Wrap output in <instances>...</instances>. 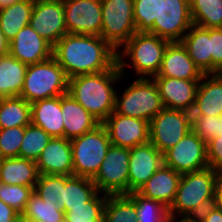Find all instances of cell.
<instances>
[{"label":"cell","instance_id":"6da1fadb","mask_svg":"<svg viewBox=\"0 0 222 222\" xmlns=\"http://www.w3.org/2000/svg\"><path fill=\"white\" fill-rule=\"evenodd\" d=\"M53 57L68 78L107 71L117 64V51L95 35L67 33L53 46Z\"/></svg>","mask_w":222,"mask_h":222},{"label":"cell","instance_id":"7a4b0ae2","mask_svg":"<svg viewBox=\"0 0 222 222\" xmlns=\"http://www.w3.org/2000/svg\"><path fill=\"white\" fill-rule=\"evenodd\" d=\"M122 78L118 64L112 69L69 78L68 94L103 123L115 110L116 91L112 84Z\"/></svg>","mask_w":222,"mask_h":222},{"label":"cell","instance_id":"3957f363","mask_svg":"<svg viewBox=\"0 0 222 222\" xmlns=\"http://www.w3.org/2000/svg\"><path fill=\"white\" fill-rule=\"evenodd\" d=\"M170 42L151 33L132 35L123 45V52L117 51V64L122 75L126 65L131 66L139 78L154 77L160 71L164 51ZM122 54V55H121ZM124 55V56H123ZM124 57H130L132 64L124 62Z\"/></svg>","mask_w":222,"mask_h":222},{"label":"cell","instance_id":"277c9868","mask_svg":"<svg viewBox=\"0 0 222 222\" xmlns=\"http://www.w3.org/2000/svg\"><path fill=\"white\" fill-rule=\"evenodd\" d=\"M68 81L65 71L52 56L48 60L27 66L20 97L32 104L38 100L64 95L68 92Z\"/></svg>","mask_w":222,"mask_h":222},{"label":"cell","instance_id":"5b68a950","mask_svg":"<svg viewBox=\"0 0 222 222\" xmlns=\"http://www.w3.org/2000/svg\"><path fill=\"white\" fill-rule=\"evenodd\" d=\"M72 146L73 176L93 179L111 146L102 123L93 130L70 140Z\"/></svg>","mask_w":222,"mask_h":222},{"label":"cell","instance_id":"8992f818","mask_svg":"<svg viewBox=\"0 0 222 222\" xmlns=\"http://www.w3.org/2000/svg\"><path fill=\"white\" fill-rule=\"evenodd\" d=\"M136 79L125 88L121 98L116 94L114 111L123 116L150 122L164 108L158 86L153 78Z\"/></svg>","mask_w":222,"mask_h":222},{"label":"cell","instance_id":"52a82bcc","mask_svg":"<svg viewBox=\"0 0 222 222\" xmlns=\"http://www.w3.org/2000/svg\"><path fill=\"white\" fill-rule=\"evenodd\" d=\"M219 173L210 167L181 175L175 199L169 208L170 218L186 217L199 203L212 197Z\"/></svg>","mask_w":222,"mask_h":222},{"label":"cell","instance_id":"ba28073f","mask_svg":"<svg viewBox=\"0 0 222 222\" xmlns=\"http://www.w3.org/2000/svg\"><path fill=\"white\" fill-rule=\"evenodd\" d=\"M101 7L100 36L118 51L137 32L133 0H101Z\"/></svg>","mask_w":222,"mask_h":222},{"label":"cell","instance_id":"9c48e42d","mask_svg":"<svg viewBox=\"0 0 222 222\" xmlns=\"http://www.w3.org/2000/svg\"><path fill=\"white\" fill-rule=\"evenodd\" d=\"M191 128V113L163 108L149 122V141L161 153L175 146Z\"/></svg>","mask_w":222,"mask_h":222},{"label":"cell","instance_id":"30bf717a","mask_svg":"<svg viewBox=\"0 0 222 222\" xmlns=\"http://www.w3.org/2000/svg\"><path fill=\"white\" fill-rule=\"evenodd\" d=\"M130 149L111 145L103 163L92 179L99 192L108 195L128 194Z\"/></svg>","mask_w":222,"mask_h":222},{"label":"cell","instance_id":"8fae6325","mask_svg":"<svg viewBox=\"0 0 222 222\" xmlns=\"http://www.w3.org/2000/svg\"><path fill=\"white\" fill-rule=\"evenodd\" d=\"M163 160L164 165L180 174L196 172L209 167L206 143L193 131L164 152Z\"/></svg>","mask_w":222,"mask_h":222},{"label":"cell","instance_id":"7c38bea8","mask_svg":"<svg viewBox=\"0 0 222 222\" xmlns=\"http://www.w3.org/2000/svg\"><path fill=\"white\" fill-rule=\"evenodd\" d=\"M193 25L190 0H161L160 18L151 34L172 42H181Z\"/></svg>","mask_w":222,"mask_h":222},{"label":"cell","instance_id":"4fadbf2b","mask_svg":"<svg viewBox=\"0 0 222 222\" xmlns=\"http://www.w3.org/2000/svg\"><path fill=\"white\" fill-rule=\"evenodd\" d=\"M67 33L100 36L101 0H62Z\"/></svg>","mask_w":222,"mask_h":222},{"label":"cell","instance_id":"5bb4252c","mask_svg":"<svg viewBox=\"0 0 222 222\" xmlns=\"http://www.w3.org/2000/svg\"><path fill=\"white\" fill-rule=\"evenodd\" d=\"M29 25L42 38L54 46L64 35L67 34L63 1H34V8Z\"/></svg>","mask_w":222,"mask_h":222},{"label":"cell","instance_id":"9a60e30c","mask_svg":"<svg viewBox=\"0 0 222 222\" xmlns=\"http://www.w3.org/2000/svg\"><path fill=\"white\" fill-rule=\"evenodd\" d=\"M102 124L111 145L131 149L149 142V122L146 120L123 116L113 111Z\"/></svg>","mask_w":222,"mask_h":222},{"label":"cell","instance_id":"2e32d148","mask_svg":"<svg viewBox=\"0 0 222 222\" xmlns=\"http://www.w3.org/2000/svg\"><path fill=\"white\" fill-rule=\"evenodd\" d=\"M163 164V153L158 151L150 141L131 148L128 193L138 191Z\"/></svg>","mask_w":222,"mask_h":222},{"label":"cell","instance_id":"e0dca14e","mask_svg":"<svg viewBox=\"0 0 222 222\" xmlns=\"http://www.w3.org/2000/svg\"><path fill=\"white\" fill-rule=\"evenodd\" d=\"M9 54L27 65L36 64L53 56V46L28 25L9 43Z\"/></svg>","mask_w":222,"mask_h":222},{"label":"cell","instance_id":"ac0fdd59","mask_svg":"<svg viewBox=\"0 0 222 222\" xmlns=\"http://www.w3.org/2000/svg\"><path fill=\"white\" fill-rule=\"evenodd\" d=\"M158 86L164 108L191 113L196 91L201 80H186L170 77H153Z\"/></svg>","mask_w":222,"mask_h":222},{"label":"cell","instance_id":"d6986e66","mask_svg":"<svg viewBox=\"0 0 222 222\" xmlns=\"http://www.w3.org/2000/svg\"><path fill=\"white\" fill-rule=\"evenodd\" d=\"M36 164L40 175L73 176L70 140L64 137H52Z\"/></svg>","mask_w":222,"mask_h":222},{"label":"cell","instance_id":"ffe728a7","mask_svg":"<svg viewBox=\"0 0 222 222\" xmlns=\"http://www.w3.org/2000/svg\"><path fill=\"white\" fill-rule=\"evenodd\" d=\"M203 75L182 43L172 42L166 47L160 71L154 77L201 80Z\"/></svg>","mask_w":222,"mask_h":222},{"label":"cell","instance_id":"44dd1931","mask_svg":"<svg viewBox=\"0 0 222 222\" xmlns=\"http://www.w3.org/2000/svg\"><path fill=\"white\" fill-rule=\"evenodd\" d=\"M181 175L163 164L137 192L170 208L175 199Z\"/></svg>","mask_w":222,"mask_h":222},{"label":"cell","instance_id":"7402d4cb","mask_svg":"<svg viewBox=\"0 0 222 222\" xmlns=\"http://www.w3.org/2000/svg\"><path fill=\"white\" fill-rule=\"evenodd\" d=\"M64 138L72 140L93 130L100 122L68 93L61 95Z\"/></svg>","mask_w":222,"mask_h":222},{"label":"cell","instance_id":"603a6c76","mask_svg":"<svg viewBox=\"0 0 222 222\" xmlns=\"http://www.w3.org/2000/svg\"><path fill=\"white\" fill-rule=\"evenodd\" d=\"M191 115H222V76L219 73L203 75L196 91Z\"/></svg>","mask_w":222,"mask_h":222},{"label":"cell","instance_id":"cb8c5ba5","mask_svg":"<svg viewBox=\"0 0 222 222\" xmlns=\"http://www.w3.org/2000/svg\"><path fill=\"white\" fill-rule=\"evenodd\" d=\"M31 123L42 128L51 137H64L61 95L33 102Z\"/></svg>","mask_w":222,"mask_h":222},{"label":"cell","instance_id":"d4e9b609","mask_svg":"<svg viewBox=\"0 0 222 222\" xmlns=\"http://www.w3.org/2000/svg\"><path fill=\"white\" fill-rule=\"evenodd\" d=\"M182 45L190 58L203 74L212 73V56L210 53V29L192 25L183 36Z\"/></svg>","mask_w":222,"mask_h":222},{"label":"cell","instance_id":"484cf974","mask_svg":"<svg viewBox=\"0 0 222 222\" xmlns=\"http://www.w3.org/2000/svg\"><path fill=\"white\" fill-rule=\"evenodd\" d=\"M39 175L36 162L25 158H3L0 164V182L8 185L35 188Z\"/></svg>","mask_w":222,"mask_h":222},{"label":"cell","instance_id":"4316f807","mask_svg":"<svg viewBox=\"0 0 222 222\" xmlns=\"http://www.w3.org/2000/svg\"><path fill=\"white\" fill-rule=\"evenodd\" d=\"M33 8L34 1L32 0H21L0 7V29L9 42L22 28L29 25Z\"/></svg>","mask_w":222,"mask_h":222},{"label":"cell","instance_id":"83f0119b","mask_svg":"<svg viewBox=\"0 0 222 222\" xmlns=\"http://www.w3.org/2000/svg\"><path fill=\"white\" fill-rule=\"evenodd\" d=\"M27 66L10 54L0 58V98L20 96Z\"/></svg>","mask_w":222,"mask_h":222},{"label":"cell","instance_id":"f1b7e54d","mask_svg":"<svg viewBox=\"0 0 222 222\" xmlns=\"http://www.w3.org/2000/svg\"><path fill=\"white\" fill-rule=\"evenodd\" d=\"M98 192L92 179L65 176V187H62L63 211L68 207L84 206V203L90 201Z\"/></svg>","mask_w":222,"mask_h":222},{"label":"cell","instance_id":"f546056e","mask_svg":"<svg viewBox=\"0 0 222 222\" xmlns=\"http://www.w3.org/2000/svg\"><path fill=\"white\" fill-rule=\"evenodd\" d=\"M31 123V104L20 96L0 98V129Z\"/></svg>","mask_w":222,"mask_h":222},{"label":"cell","instance_id":"4dcf8cb0","mask_svg":"<svg viewBox=\"0 0 222 222\" xmlns=\"http://www.w3.org/2000/svg\"><path fill=\"white\" fill-rule=\"evenodd\" d=\"M193 24L203 28H222V0H190Z\"/></svg>","mask_w":222,"mask_h":222},{"label":"cell","instance_id":"1f68e13d","mask_svg":"<svg viewBox=\"0 0 222 222\" xmlns=\"http://www.w3.org/2000/svg\"><path fill=\"white\" fill-rule=\"evenodd\" d=\"M135 202L127 194L107 195L103 222H137Z\"/></svg>","mask_w":222,"mask_h":222},{"label":"cell","instance_id":"d6a6232c","mask_svg":"<svg viewBox=\"0 0 222 222\" xmlns=\"http://www.w3.org/2000/svg\"><path fill=\"white\" fill-rule=\"evenodd\" d=\"M127 195L135 202L137 222H170L169 208L161 202L144 197L137 191Z\"/></svg>","mask_w":222,"mask_h":222},{"label":"cell","instance_id":"836d02e7","mask_svg":"<svg viewBox=\"0 0 222 222\" xmlns=\"http://www.w3.org/2000/svg\"><path fill=\"white\" fill-rule=\"evenodd\" d=\"M23 214L40 222H65L64 211L55 202L43 201L35 190L30 195Z\"/></svg>","mask_w":222,"mask_h":222},{"label":"cell","instance_id":"e575fe53","mask_svg":"<svg viewBox=\"0 0 222 222\" xmlns=\"http://www.w3.org/2000/svg\"><path fill=\"white\" fill-rule=\"evenodd\" d=\"M99 192L84 206L68 207L65 213V222H103L104 206L108 194L98 196Z\"/></svg>","mask_w":222,"mask_h":222},{"label":"cell","instance_id":"d590c367","mask_svg":"<svg viewBox=\"0 0 222 222\" xmlns=\"http://www.w3.org/2000/svg\"><path fill=\"white\" fill-rule=\"evenodd\" d=\"M52 137L42 128L32 123L25 126L20 158L36 162Z\"/></svg>","mask_w":222,"mask_h":222},{"label":"cell","instance_id":"8d00e7d4","mask_svg":"<svg viewBox=\"0 0 222 222\" xmlns=\"http://www.w3.org/2000/svg\"><path fill=\"white\" fill-rule=\"evenodd\" d=\"M161 0H133V13L138 33H151L160 18Z\"/></svg>","mask_w":222,"mask_h":222},{"label":"cell","instance_id":"74e56055","mask_svg":"<svg viewBox=\"0 0 222 222\" xmlns=\"http://www.w3.org/2000/svg\"><path fill=\"white\" fill-rule=\"evenodd\" d=\"M62 187H65V175H39L34 190L43 201L55 202L63 210Z\"/></svg>","mask_w":222,"mask_h":222},{"label":"cell","instance_id":"f35d334b","mask_svg":"<svg viewBox=\"0 0 222 222\" xmlns=\"http://www.w3.org/2000/svg\"><path fill=\"white\" fill-rule=\"evenodd\" d=\"M34 187L22 185H8L0 182V200L16 210L19 214L26 209Z\"/></svg>","mask_w":222,"mask_h":222},{"label":"cell","instance_id":"ab89813d","mask_svg":"<svg viewBox=\"0 0 222 222\" xmlns=\"http://www.w3.org/2000/svg\"><path fill=\"white\" fill-rule=\"evenodd\" d=\"M25 127L0 129V154L3 158L20 157Z\"/></svg>","mask_w":222,"mask_h":222},{"label":"cell","instance_id":"60d3db41","mask_svg":"<svg viewBox=\"0 0 222 222\" xmlns=\"http://www.w3.org/2000/svg\"><path fill=\"white\" fill-rule=\"evenodd\" d=\"M191 128L207 144L219 136V116L191 115Z\"/></svg>","mask_w":222,"mask_h":222},{"label":"cell","instance_id":"b9f144b4","mask_svg":"<svg viewBox=\"0 0 222 222\" xmlns=\"http://www.w3.org/2000/svg\"><path fill=\"white\" fill-rule=\"evenodd\" d=\"M210 53L212 73H219L222 70V28L210 29Z\"/></svg>","mask_w":222,"mask_h":222},{"label":"cell","instance_id":"7bdbcfd3","mask_svg":"<svg viewBox=\"0 0 222 222\" xmlns=\"http://www.w3.org/2000/svg\"><path fill=\"white\" fill-rule=\"evenodd\" d=\"M206 147L209 167L222 174V136L210 140Z\"/></svg>","mask_w":222,"mask_h":222},{"label":"cell","instance_id":"ee69618b","mask_svg":"<svg viewBox=\"0 0 222 222\" xmlns=\"http://www.w3.org/2000/svg\"><path fill=\"white\" fill-rule=\"evenodd\" d=\"M216 208V198L215 195H213L199 203L185 218L190 222H203Z\"/></svg>","mask_w":222,"mask_h":222},{"label":"cell","instance_id":"f6af8a7d","mask_svg":"<svg viewBox=\"0 0 222 222\" xmlns=\"http://www.w3.org/2000/svg\"><path fill=\"white\" fill-rule=\"evenodd\" d=\"M18 212L0 200V222H16Z\"/></svg>","mask_w":222,"mask_h":222},{"label":"cell","instance_id":"bcb514c9","mask_svg":"<svg viewBox=\"0 0 222 222\" xmlns=\"http://www.w3.org/2000/svg\"><path fill=\"white\" fill-rule=\"evenodd\" d=\"M214 195L216 198L217 209L222 211V174H219L217 178Z\"/></svg>","mask_w":222,"mask_h":222},{"label":"cell","instance_id":"7dc6e473","mask_svg":"<svg viewBox=\"0 0 222 222\" xmlns=\"http://www.w3.org/2000/svg\"><path fill=\"white\" fill-rule=\"evenodd\" d=\"M9 43L0 29V58L9 54Z\"/></svg>","mask_w":222,"mask_h":222},{"label":"cell","instance_id":"c3c4849f","mask_svg":"<svg viewBox=\"0 0 222 222\" xmlns=\"http://www.w3.org/2000/svg\"><path fill=\"white\" fill-rule=\"evenodd\" d=\"M203 222H222V211L216 208Z\"/></svg>","mask_w":222,"mask_h":222},{"label":"cell","instance_id":"681fc988","mask_svg":"<svg viewBox=\"0 0 222 222\" xmlns=\"http://www.w3.org/2000/svg\"><path fill=\"white\" fill-rule=\"evenodd\" d=\"M16 222H40L36 219L30 218L23 213L18 214Z\"/></svg>","mask_w":222,"mask_h":222},{"label":"cell","instance_id":"f907efd6","mask_svg":"<svg viewBox=\"0 0 222 222\" xmlns=\"http://www.w3.org/2000/svg\"><path fill=\"white\" fill-rule=\"evenodd\" d=\"M21 0H0V7L11 5L14 2H18Z\"/></svg>","mask_w":222,"mask_h":222},{"label":"cell","instance_id":"816d5d0a","mask_svg":"<svg viewBox=\"0 0 222 222\" xmlns=\"http://www.w3.org/2000/svg\"><path fill=\"white\" fill-rule=\"evenodd\" d=\"M219 136H222V115L219 116Z\"/></svg>","mask_w":222,"mask_h":222},{"label":"cell","instance_id":"f5cc1de1","mask_svg":"<svg viewBox=\"0 0 222 222\" xmlns=\"http://www.w3.org/2000/svg\"><path fill=\"white\" fill-rule=\"evenodd\" d=\"M175 220H176V222H177V219H175V218H170V222H175ZM179 222H190V221H188L185 217H183V218H181V219L179 220Z\"/></svg>","mask_w":222,"mask_h":222},{"label":"cell","instance_id":"db71d44e","mask_svg":"<svg viewBox=\"0 0 222 222\" xmlns=\"http://www.w3.org/2000/svg\"><path fill=\"white\" fill-rule=\"evenodd\" d=\"M2 159H3V157H2L1 154H0V164H1V162H2Z\"/></svg>","mask_w":222,"mask_h":222}]
</instances>
